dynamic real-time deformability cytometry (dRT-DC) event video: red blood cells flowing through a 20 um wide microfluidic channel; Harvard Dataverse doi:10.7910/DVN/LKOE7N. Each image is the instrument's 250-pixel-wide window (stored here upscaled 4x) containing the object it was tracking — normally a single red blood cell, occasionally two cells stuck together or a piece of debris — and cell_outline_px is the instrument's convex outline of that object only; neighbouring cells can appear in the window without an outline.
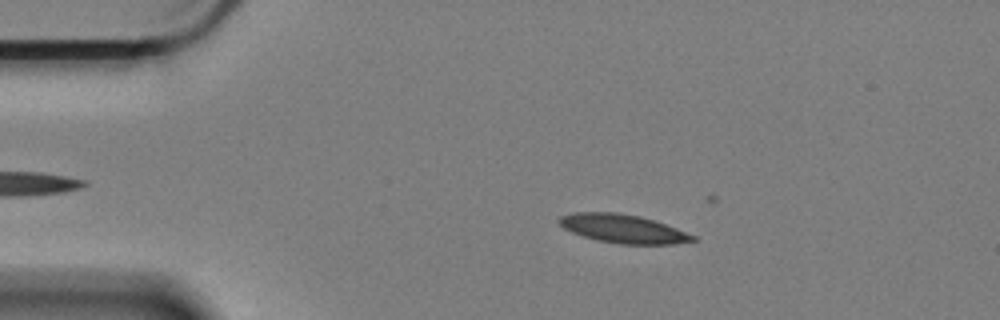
{"species": "Egyptian fruit bat (a non-hibernating species)", "species_latin": "Rousettus aegyptiacus", "temperature_condition": "cold", "stored_images_in_passage": 17, "camera_frame_rate_fps": 3000, "um_per_image_px": 0.085, "animal": {"sex": "female"}, "frame": {"image": 1, "passage_image": 10, "time_ms": 3.0, "image_size_px": [1000, 320], "cell_outline_px": [[696, 240], [672, 244], [620, 244], [596, 240], [572, 232], [564, 228], [556, 220], [560, 216], [576, 212], [616, 212], [640, 216], [676, 228], [696, 236]], "centroid_in_image_um": [52.93, 19.44], "position_along_channel_um": 32.1, "area_um2": 22.08}}